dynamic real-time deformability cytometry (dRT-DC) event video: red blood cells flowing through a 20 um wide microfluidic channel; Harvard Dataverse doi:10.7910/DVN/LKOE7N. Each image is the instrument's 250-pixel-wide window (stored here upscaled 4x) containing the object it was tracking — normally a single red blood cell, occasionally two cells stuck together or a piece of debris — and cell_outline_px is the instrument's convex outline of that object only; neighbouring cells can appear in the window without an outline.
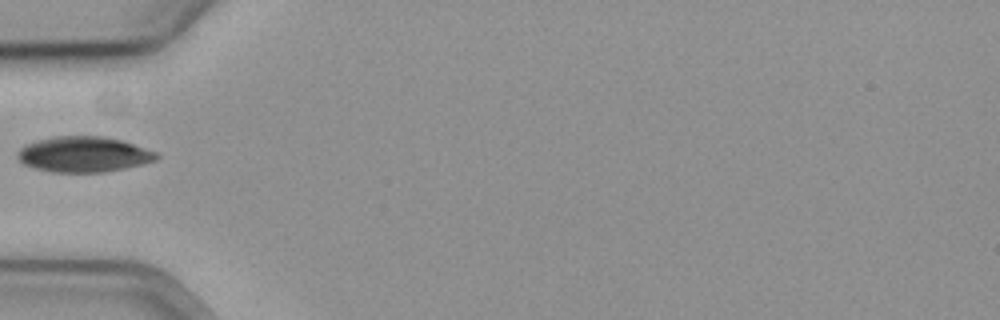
{"species": "common noctule bat (a hibernating species)", "species_latin": "Nyctalus noctula", "temperature_condition": "cold", "stored_images_in_passage": 23, "camera_frame_rate_fps": 3000, "um_per_image_px": 0.085, "animal": {"sex": "female", "body_mass_g": 19.3, "forearm_length_mm": 54.1}, "frame": {"image": 1, "passage_image": 1, "time_ms": 0.0, "image_size_px": [1000, 320], "cell_outline_px": [[160, 156], [156, 160], [144, 164], [104, 172], [52, 172], [36, 168], [24, 164], [16, 156], [16, 152], [20, 148], [36, 140], [52, 136], [104, 136], [120, 140], [156, 152]], "centroid_in_image_um": [7.1, 13.12], "position_along_channel_um": 77.9, "area_um2": 28.67}}